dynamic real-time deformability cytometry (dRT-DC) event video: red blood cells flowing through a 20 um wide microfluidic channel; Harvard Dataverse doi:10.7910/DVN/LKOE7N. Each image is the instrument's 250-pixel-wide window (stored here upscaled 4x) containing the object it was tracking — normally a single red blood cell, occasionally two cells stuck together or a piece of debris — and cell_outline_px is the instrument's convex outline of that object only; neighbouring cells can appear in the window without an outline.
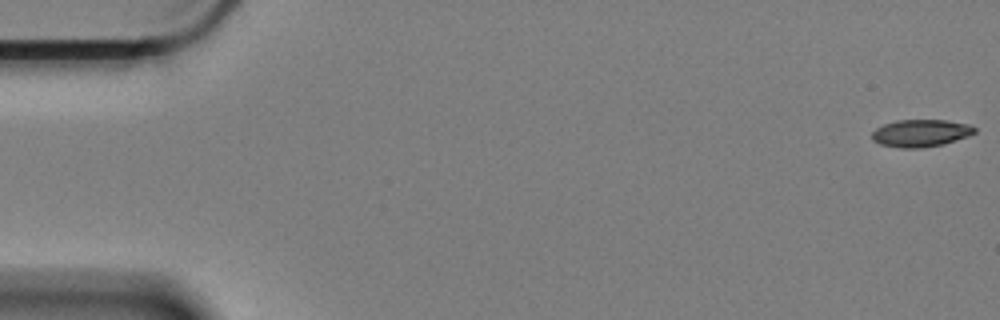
{"species": "Egyptian fruit bat (a non-hibernating species)", "species_latin": "Rousettus aegyptiacus", "temperature_condition": "cold", "stored_images_in_passage": 60, "camera_frame_rate_fps": 3000, "um_per_image_px": 0.085, "animal": {"sex": "female"}, "frame": {"image": 1, "passage_image": 1, "time_ms": 0.0, "image_size_px": [1000, 320], "cell_outline_px": [[976, 132], [968, 136], [944, 144], [920, 148], [900, 148], [880, 144], [872, 140], [872, 132], [876, 128], [884, 124], [896, 120], [944, 120], [968, 124], [976, 128]], "centroid_in_image_um": [78.25, 11.32], "position_along_channel_um": 6.8, "area_um2": 16.36}}
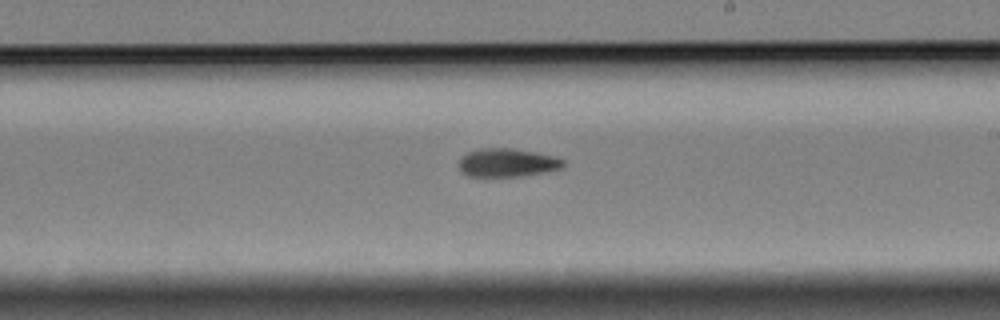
{"frame": {"image": 2, "passage_image": 35, "time_ms": 11.333, "image_size_px": [1000, 320], "cell_outline_px": [[564, 168], [544, 172], [520, 176], [468, 176], [460, 172], [460, 156], [468, 152], [480, 148], [512, 148], [536, 152], [556, 156], [564, 160]], "centroid_in_image_um": [43.13, 13.82], "position_along_channel_um": 245.9, "area_um2": 17.4}}
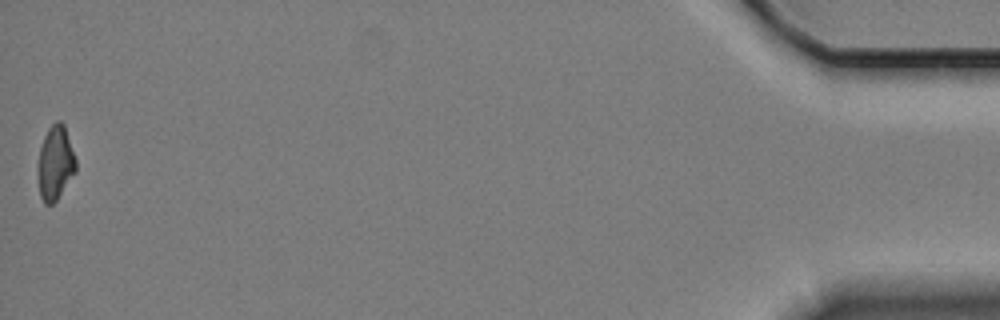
{"frame": {"image": 3, "passage_image": 60, "time_ms": 19.667, "image_size_px": [1000, 320], "cell_outline_px": [[76, 172], [56, 200], [52, 204], [44, 204], [40, 196], [40, 148], [44, 136], [48, 128], [56, 120], [60, 120], [64, 124], [76, 160]], "centroid_in_image_um": [4.74, 13.82], "position_along_channel_um": 430.5, "area_um2": 15.9}, "authors_computed_cell_mechanics": {"area_um2": 17.1377, "velocity_mm_per_s": 3.3417, "shape_relaxation_time_tau1_ms": 9.2783, "shape_relaxation_time_tau2_ms": null, "deformation_change_tau1": 0.2009, "deformation_change_tau2": null}}